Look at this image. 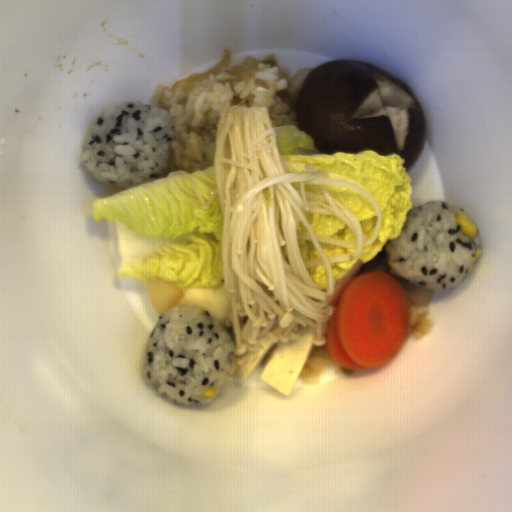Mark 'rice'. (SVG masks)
<instances>
[{
	"mask_svg": "<svg viewBox=\"0 0 512 512\" xmlns=\"http://www.w3.org/2000/svg\"><path fill=\"white\" fill-rule=\"evenodd\" d=\"M312 69L292 75L273 53L264 58L247 57L218 74H208L185 88L159 85L148 102L150 108L166 109L175 121L173 154L158 178L174 170L198 169L209 142L216 141L222 107H265L273 128L296 124L297 99Z\"/></svg>",
	"mask_w": 512,
	"mask_h": 512,
	"instance_id": "1",
	"label": "rice"
},
{
	"mask_svg": "<svg viewBox=\"0 0 512 512\" xmlns=\"http://www.w3.org/2000/svg\"><path fill=\"white\" fill-rule=\"evenodd\" d=\"M176 121L141 100L112 102L88 124L81 161L100 182L128 189L169 167Z\"/></svg>",
	"mask_w": 512,
	"mask_h": 512,
	"instance_id": "3",
	"label": "rice"
},
{
	"mask_svg": "<svg viewBox=\"0 0 512 512\" xmlns=\"http://www.w3.org/2000/svg\"><path fill=\"white\" fill-rule=\"evenodd\" d=\"M465 208L445 200H431L408 211L402 233L388 241V258L395 272L412 284L443 292L464 282L474 266L479 235L470 236L457 225L456 214Z\"/></svg>",
	"mask_w": 512,
	"mask_h": 512,
	"instance_id": "4",
	"label": "rice"
},
{
	"mask_svg": "<svg viewBox=\"0 0 512 512\" xmlns=\"http://www.w3.org/2000/svg\"><path fill=\"white\" fill-rule=\"evenodd\" d=\"M386 246L384 244L381 252L369 262H361L356 276L373 271H382L392 275L401 284L407 299L408 322L404 340L411 337L420 338L429 335L432 329L429 315L431 290L425 289L418 284H413L408 279L401 277L394 267L388 264L389 251H387Z\"/></svg>",
	"mask_w": 512,
	"mask_h": 512,
	"instance_id": "5",
	"label": "rice"
},
{
	"mask_svg": "<svg viewBox=\"0 0 512 512\" xmlns=\"http://www.w3.org/2000/svg\"><path fill=\"white\" fill-rule=\"evenodd\" d=\"M324 370H331L333 377H347L352 370H345L327 352L326 345H314L299 377L312 384L321 383Z\"/></svg>",
	"mask_w": 512,
	"mask_h": 512,
	"instance_id": "6",
	"label": "rice"
},
{
	"mask_svg": "<svg viewBox=\"0 0 512 512\" xmlns=\"http://www.w3.org/2000/svg\"><path fill=\"white\" fill-rule=\"evenodd\" d=\"M236 344L208 311L189 304L158 315L145 342L140 366L158 394L184 405L210 404L208 389L219 394L231 370L227 362Z\"/></svg>",
	"mask_w": 512,
	"mask_h": 512,
	"instance_id": "2",
	"label": "rice"
}]
</instances>
